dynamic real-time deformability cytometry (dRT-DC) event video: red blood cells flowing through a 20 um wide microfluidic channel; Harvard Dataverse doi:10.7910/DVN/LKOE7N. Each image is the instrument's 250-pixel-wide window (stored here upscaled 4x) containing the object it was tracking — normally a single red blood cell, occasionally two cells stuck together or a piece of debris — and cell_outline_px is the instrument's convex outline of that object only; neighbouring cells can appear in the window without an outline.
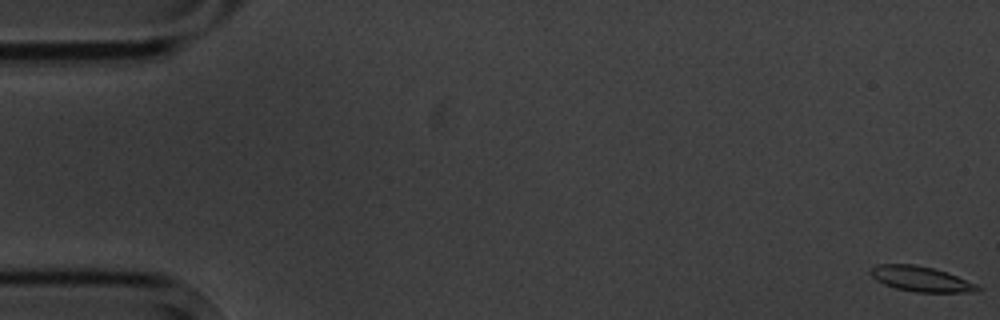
{"species": "common noctule bat (a hibernating species)", "species_latin": "Nyctalus noctula", "temperature_condition": "cold", "stored_images_in_passage": 6, "camera_frame_rate_fps": 3000, "um_per_image_px": 0.085, "animal": {"sex": "male", "body_mass_g": 20.1, "forearm_length_mm": 53.5}, "frame": {"image": 1, "passage_image": 1, "time_ms": 0.0, "image_size_px": [1000, 320], "cell_outline_px": [[984, 288], [972, 292], [916, 292], [896, 288], [884, 284], [876, 280], [868, 272], [868, 268], [876, 264], [916, 264], [932, 268], [956, 276], [976, 284]], "centroid_in_image_um": [78.21, 23.7], "position_along_channel_um": 6.8, "area_um2": 15.66}}
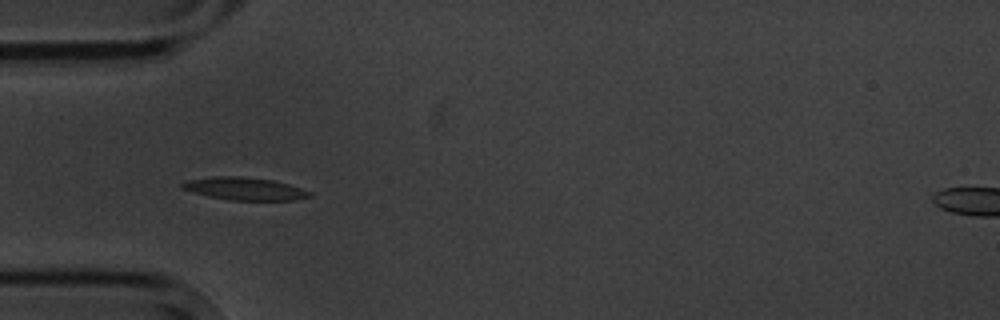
{"frame": {"image": 2, "passage_image": 5, "time_ms": 5.667, "image_size_px": [1000, 320], "cell_outline_px": [[312, 196], [296, 200], [228, 200], [208, 196], [192, 192], [180, 188], [180, 184], [184, 180], [212, 176], [240, 176], [272, 180], [288, 184], [312, 192]], "centroid_in_image_um": [20.74, 16.04], "position_along_channel_um": 64.3, "area_um2": 16.99}}
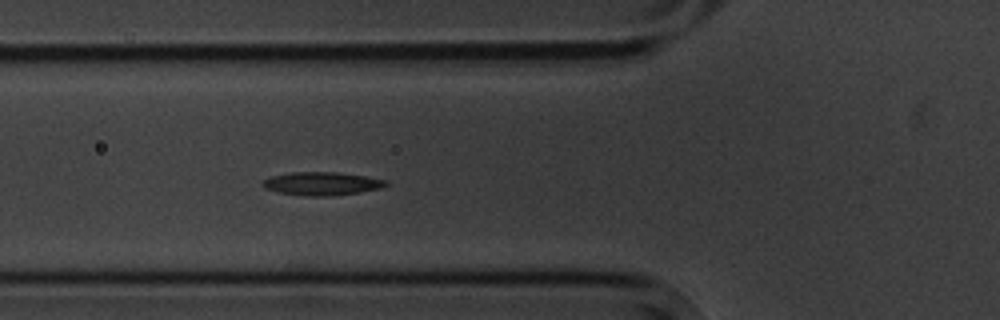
{"frame": {"image": 3, "passage_image": 6, "time_ms": 6.667, "image_size_px": [1000, 320], "cell_outline_px": [[388, 184], [380, 188], [360, 192], [332, 196], [304, 196], [280, 192], [264, 188], [260, 184], [264, 180], [272, 176], [292, 172], [336, 172], [364, 176], [388, 180]], "centroid_in_image_um": [27.35, 15.61], "position_along_channel_um": 98.4, "area_um2": 16.65}}